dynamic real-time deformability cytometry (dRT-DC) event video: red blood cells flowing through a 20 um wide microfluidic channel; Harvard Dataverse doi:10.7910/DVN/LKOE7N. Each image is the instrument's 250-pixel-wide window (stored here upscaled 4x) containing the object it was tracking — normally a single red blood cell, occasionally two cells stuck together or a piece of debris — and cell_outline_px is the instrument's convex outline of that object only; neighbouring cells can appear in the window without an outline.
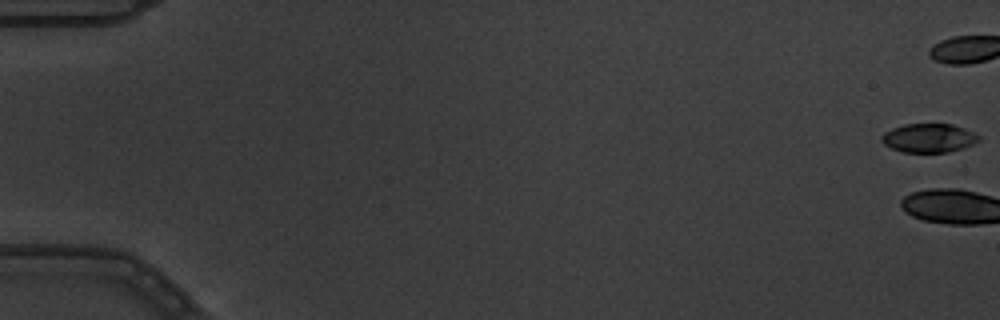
{"species": "common noctule bat (a hibernating species)", "species_latin": "Nyctalus noctula", "temperature_condition": "warm", "stored_images_in_passage": 6, "camera_frame_rate_fps": 3000, "um_per_image_px": 0.085, "animal": {"sex": "male", "body_mass_g": 19.5, "forearm_length_mm": 54.6}, "frame": {"image": 1, "passage_image": 1, "time_ms": 0.0, "image_size_px": [1000, 320], "cell_outline_px": [[980, 140], [964, 148], [948, 152], [904, 152], [892, 148], [884, 144], [880, 140], [880, 136], [884, 132], [892, 128], [904, 124], [952, 124], [964, 128], [980, 136]], "centroid_in_image_um": [78.93, 11.73], "position_along_channel_um": 6.1, "area_um2": 16.36}}